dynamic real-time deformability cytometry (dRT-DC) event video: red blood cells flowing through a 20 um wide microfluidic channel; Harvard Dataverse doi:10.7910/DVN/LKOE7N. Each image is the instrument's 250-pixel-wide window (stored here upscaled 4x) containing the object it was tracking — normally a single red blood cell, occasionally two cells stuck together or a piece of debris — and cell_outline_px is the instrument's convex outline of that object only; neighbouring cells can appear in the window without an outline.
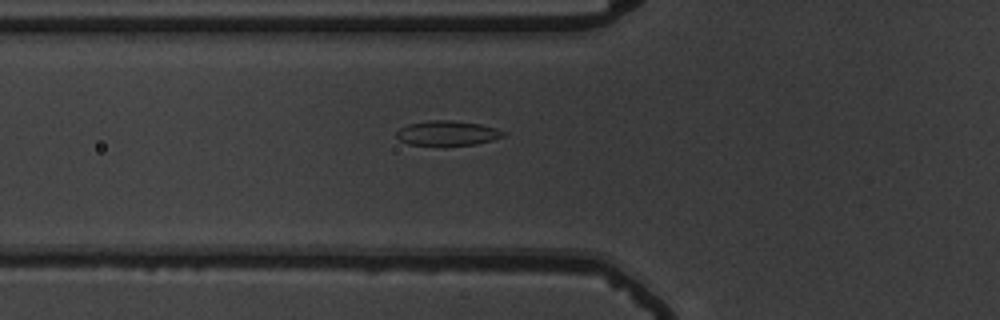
{"species": "common noctule bat (a hibernating species)", "species_latin": "Nyctalus noctula", "temperature_condition": "warm", "stored_images_in_passage": 39, "camera_frame_rate_fps": 3000, "um_per_image_px": 0.085, "animal": {"sex": "male", "body_mass_g": 19.5, "forearm_length_mm": 54.6}, "frame": {"image": 1, "passage_image": 8, "time_ms": 2.333, "image_size_px": [1000, 320], "cell_outline_px": [[504, 136], [492, 140], [476, 144], [408, 144], [400, 140], [396, 136], [396, 132], [400, 128], [408, 124], [428, 120], [452, 120], [480, 124], [496, 128], [504, 132]], "centroid_in_image_um": [38.01, 11.29], "position_along_channel_um": 87.8, "area_um2": 15.09}}
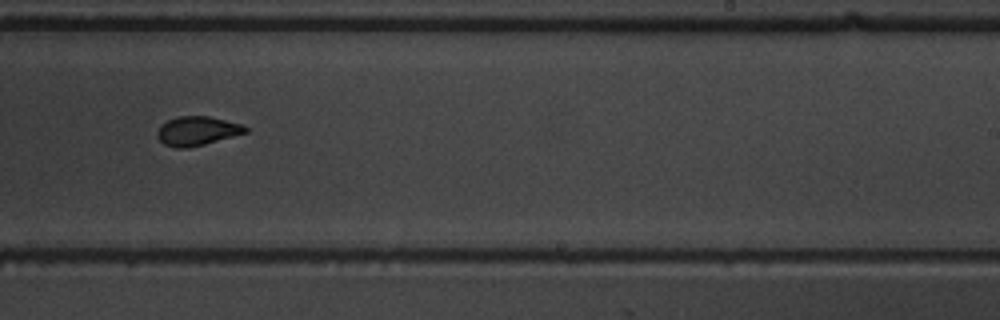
{"frame": {"image": 2, "passage_image": 23, "time_ms": 7.333, "image_size_px": [1000, 320], "cell_outline_px": [[248, 132], [204, 144], [188, 148], [176, 148], [164, 144], [156, 136], [156, 132], [160, 124], [176, 116], [208, 116], [244, 124], [248, 128]], "centroid_in_image_um": [16.74, 11.12], "position_along_channel_um": 272.3, "area_um2": 15.09}}
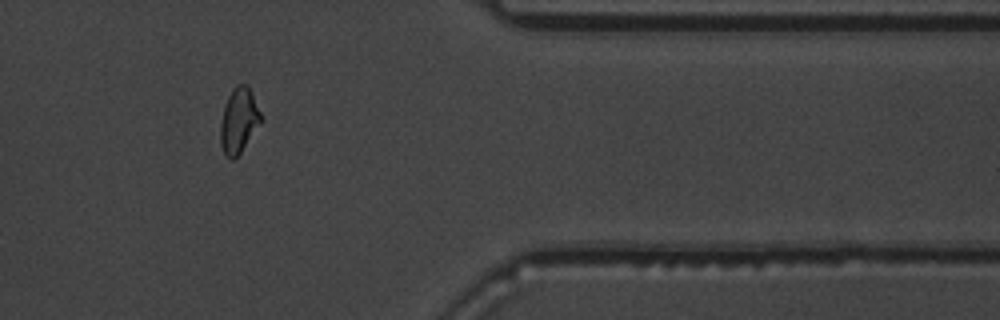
{"frame": {"image": 3, "passage_image": 34, "time_ms": 11.0, "image_size_px": [1000, 320], "cell_outline_px": [[260, 124], [240, 152], [232, 160], [228, 160], [220, 144], [220, 124], [224, 104], [232, 88], [236, 84], [248, 84], [252, 92], [260, 112]], "centroid_in_image_um": [20.27, 10.21], "position_along_channel_um": 391.1, "area_um2": 15.32}}